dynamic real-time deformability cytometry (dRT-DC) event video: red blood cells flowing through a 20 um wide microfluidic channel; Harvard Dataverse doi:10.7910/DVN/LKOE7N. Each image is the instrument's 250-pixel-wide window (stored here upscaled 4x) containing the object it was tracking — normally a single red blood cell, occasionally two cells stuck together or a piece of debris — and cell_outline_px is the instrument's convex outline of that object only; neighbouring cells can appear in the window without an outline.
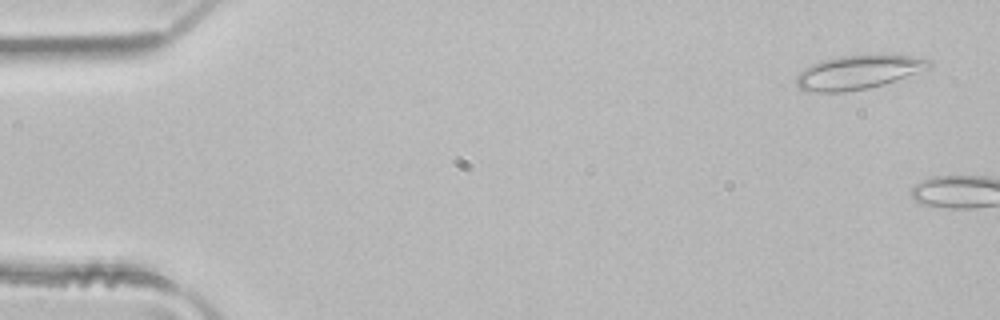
{"species": "common noctule bat (a hibernating species)", "species_latin": "Nyctalus noctula", "temperature_condition": "room temperature", "stored_images_in_passage": 2, "camera_frame_rate_fps": 3000, "um_per_image_px": 0.085, "animal": {"sex": "male", "body_mass_g": 21.5, "forearm_length_mm": 52.0}, "frame": {"image": 1, "passage_image": 2, "time_ms": 0.333, "image_size_px": [1000, 320], "cell_outline_px": [[932, 64], [928, 68], [884, 84], [868, 88], [844, 92], [804, 92], [796, 84], [796, 76], [804, 68], [820, 60], [840, 56], [908, 56], [932, 60]], "centroid_in_image_um": [72.86, 6.16], "position_along_channel_um": 12.1, "area_um2": 25.78}}